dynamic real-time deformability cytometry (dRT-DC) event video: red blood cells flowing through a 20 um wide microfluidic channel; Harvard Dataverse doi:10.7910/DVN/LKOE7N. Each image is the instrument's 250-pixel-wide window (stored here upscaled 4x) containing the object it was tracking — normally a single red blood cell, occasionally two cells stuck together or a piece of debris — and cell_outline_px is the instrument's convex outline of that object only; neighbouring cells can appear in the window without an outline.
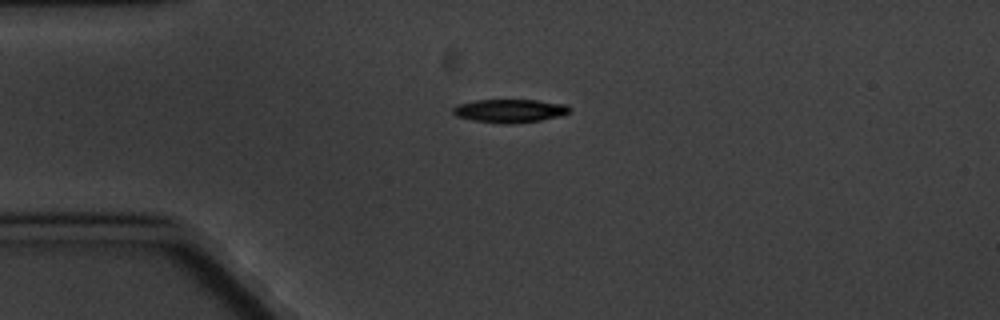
{"species": "common noctule bat (a hibernating species)", "species_latin": "Nyctalus noctula", "temperature_condition": "cold", "stored_images_in_passage": 5, "camera_frame_rate_fps": 3000, "um_per_image_px": 0.085, "animal": {"sex": "male", "body_mass_g": 20.1, "forearm_length_mm": 53.5}, "frame": {"image": 1, "passage_image": 5, "time_ms": 4.667, "image_size_px": [1000, 320], "cell_outline_px": [[568, 112], [560, 116], [540, 120], [508, 124], [504, 124], [472, 120], [456, 116], [452, 112], [452, 108], [456, 104], [476, 100], [536, 100], [568, 104]], "centroid_in_image_um": [43.28, 9.41], "position_along_channel_um": 41.7, "area_um2": 15.84}}